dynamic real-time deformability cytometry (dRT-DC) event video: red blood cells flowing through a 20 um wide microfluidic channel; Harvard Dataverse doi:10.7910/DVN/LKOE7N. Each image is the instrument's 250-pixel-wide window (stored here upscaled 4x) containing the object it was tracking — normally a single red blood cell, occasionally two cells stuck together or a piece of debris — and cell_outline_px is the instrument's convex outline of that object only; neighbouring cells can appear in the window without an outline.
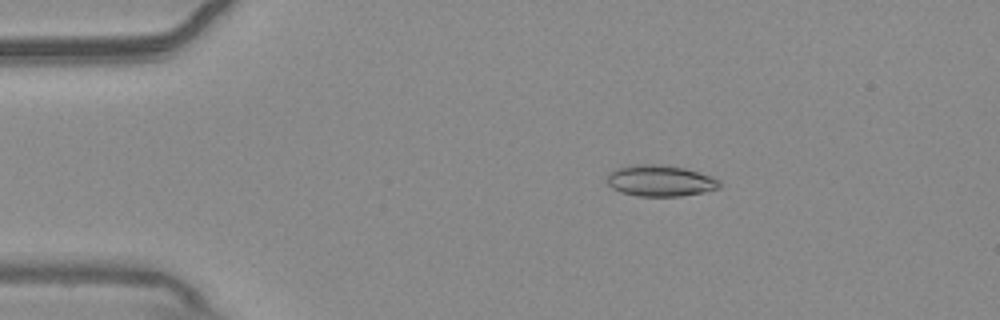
{"species": "common noctule bat (a hibernating species)", "species_latin": "Nyctalus noctula", "temperature_condition": "warm", "stored_images_in_passage": 53, "camera_frame_rate_fps": 3000, "um_per_image_px": 0.085, "animal": {"sex": "male", "body_mass_g": 20.4}, "frame": {"image": 1, "passage_image": 9, "time_ms": 2.667, "image_size_px": [1000, 320], "cell_outline_px": [[720, 188], [704, 192], [680, 196], [636, 196], [620, 192], [612, 188], [608, 184], [608, 172], [616, 168], [632, 164], [660, 164], [684, 168], [712, 176], [720, 180]], "centroid_in_image_um": [56.11, 15.36], "position_along_channel_um": 28.9, "area_um2": 20.63}}
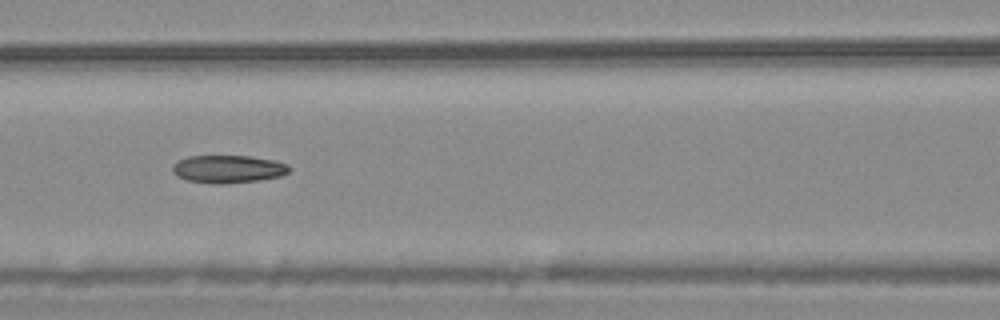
{"frame": {"image": 2, "passage_image": 23, "time_ms": 7.333, "image_size_px": [1000, 320], "cell_outline_px": [[292, 168], [288, 172], [280, 176], [260, 180], [224, 184], [216, 184], [188, 180], [176, 176], [172, 172], [172, 164], [188, 156], [248, 156], [272, 160], [288, 164]], "centroid_in_image_um": [19.38, 14.37], "position_along_channel_um": 147.2, "area_um2": 18.9}}
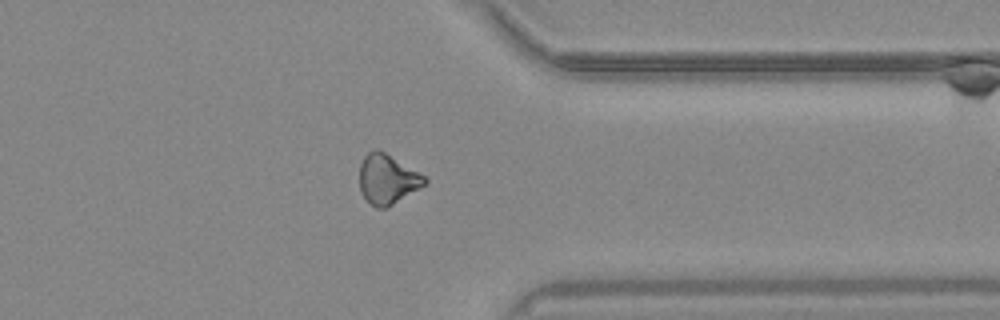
{"frame": {"image": 3, "passage_image": 42, "time_ms": 13.667, "image_size_px": [1000, 320], "cell_outline_px": [[428, 180], [424, 184], [388, 208], [376, 208], [364, 196], [360, 188], [360, 164], [364, 156], [372, 148], [376, 148], [384, 152], [424, 176]], "centroid_in_image_um": [32.89, 15.23], "position_along_channel_um": 378.5, "area_um2": 18.44}, "authors_computed_cell_mechanics": {"area_um2": 19.0162, "velocity_mm_per_s": 3.7422, "shape_relaxation_time_tau1_ms": null, "shape_relaxation_time_tau2_ms": 9.5381, "deformation_change_tau1": null, "deformation_change_tau2": 0.163}}